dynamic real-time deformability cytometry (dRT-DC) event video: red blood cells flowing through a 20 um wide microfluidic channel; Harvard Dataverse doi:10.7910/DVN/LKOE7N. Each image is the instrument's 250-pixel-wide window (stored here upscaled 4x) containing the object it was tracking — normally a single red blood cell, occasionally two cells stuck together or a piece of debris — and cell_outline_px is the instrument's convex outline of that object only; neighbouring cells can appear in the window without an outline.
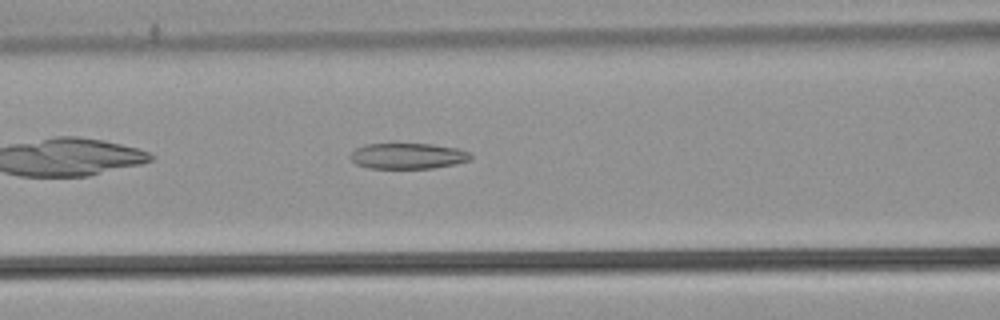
{"species": "common noctule bat (a hibernating species)", "species_latin": "Nyctalus noctula", "temperature_condition": "warm", "stored_images_in_passage": 38, "camera_frame_rate_fps": 3000, "um_per_image_px": 0.085, "animal": {"sex": "male", "body_mass_g": 21.5, "forearm_length_mm": 52.0}, "frame": {"image": 1, "passage_image": 8, "time_ms": 2.333, "image_size_px": [1000, 320], "cell_outline_px": [[472, 156], [468, 160], [456, 164], [432, 168], [368, 168], [356, 164], [348, 156], [356, 148], [364, 144], [432, 144], [456, 148], [468, 152]], "centroid_in_image_um": [34.63, 13.26], "position_along_channel_um": 132.0, "area_um2": 17.98}}
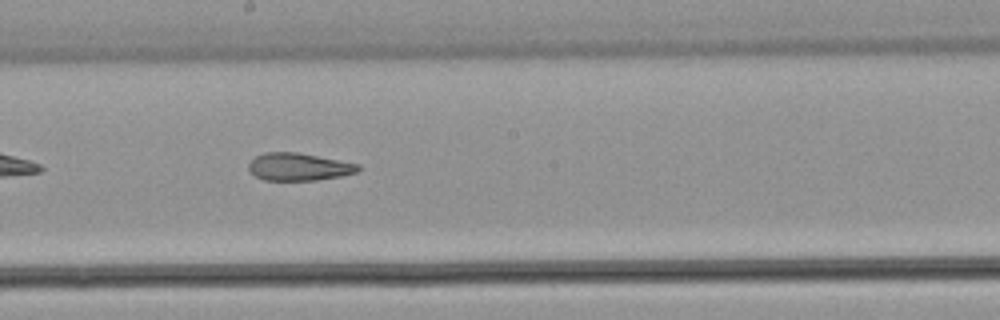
{"frame": {"image": 2, "passage_image": 15, "time_ms": 4.667, "image_size_px": [1000, 320], "cell_outline_px": [[360, 168], [356, 172], [340, 176], [316, 180], [264, 180], [256, 176], [248, 168], [248, 164], [256, 156], [264, 152], [296, 152], [360, 164]], "centroid_in_image_um": [25.38, 14.17], "position_along_channel_um": 222.8, "area_um2": 17.4}}
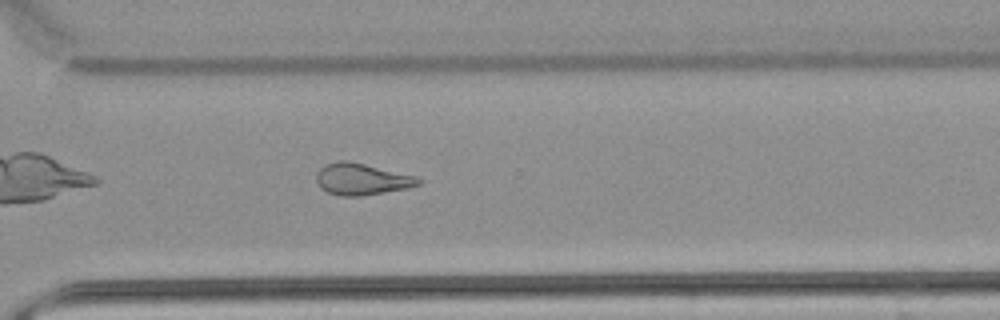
{"frame": {"image": 3, "passage_image": 24, "time_ms": 7.667, "image_size_px": [1000, 320], "cell_outline_px": [[424, 180], [420, 184], [408, 188], [360, 196], [340, 196], [328, 192], [320, 188], [316, 180], [316, 172], [324, 164], [336, 160], [348, 160], [416, 176]], "centroid_in_image_um": [30.72, 15.22], "position_along_channel_um": 339.9, "area_um2": 18.96}, "authors_computed_cell_mechanics": {"area_um2": 19.0451, "velocity_mm_per_s": 3.9045, "shape_relaxation_time_tau1_ms": null, "shape_relaxation_time_tau2_ms": 2.4648, "deformation_change_tau1": null, "deformation_change_tau2": 0.1081}}